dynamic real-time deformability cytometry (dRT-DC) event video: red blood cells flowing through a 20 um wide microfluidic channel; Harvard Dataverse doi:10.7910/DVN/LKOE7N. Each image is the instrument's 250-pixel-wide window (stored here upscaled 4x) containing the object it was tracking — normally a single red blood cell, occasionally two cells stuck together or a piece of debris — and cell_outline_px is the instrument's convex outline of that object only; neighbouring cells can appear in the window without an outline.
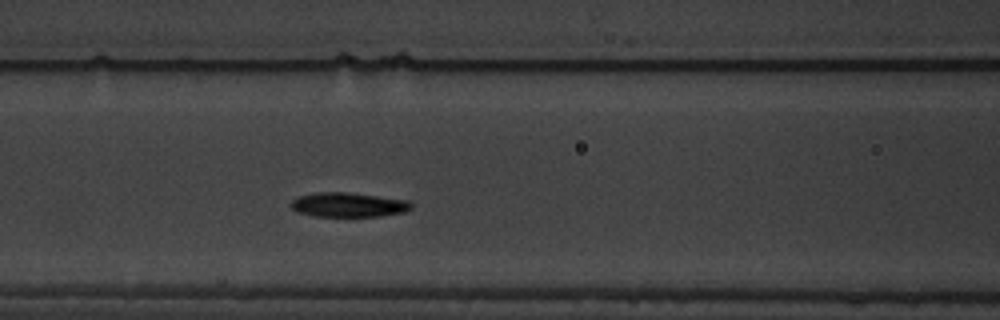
{"species": "common noctule bat (a hibernating species)", "species_latin": "Nyctalus noctula", "temperature_condition": "warm", "stored_images_in_passage": 5, "camera_frame_rate_fps": 3000, "um_per_image_px": 0.085, "animal": {"sex": "male", "body_mass_g": 19.5, "forearm_length_mm": 54.6}, "frame": {"image": 1, "passage_image": 5, "time_ms": 5.333, "image_size_px": [1000, 320], "cell_outline_px": [[412, 208], [404, 212], [380, 216], [312, 216], [296, 212], [292, 208], [292, 200], [300, 196], [316, 192], [348, 192], [408, 200], [412, 204]], "centroid_in_image_um": [29.61, 17.4], "position_along_channel_um": 137.0, "area_um2": 17.11}}